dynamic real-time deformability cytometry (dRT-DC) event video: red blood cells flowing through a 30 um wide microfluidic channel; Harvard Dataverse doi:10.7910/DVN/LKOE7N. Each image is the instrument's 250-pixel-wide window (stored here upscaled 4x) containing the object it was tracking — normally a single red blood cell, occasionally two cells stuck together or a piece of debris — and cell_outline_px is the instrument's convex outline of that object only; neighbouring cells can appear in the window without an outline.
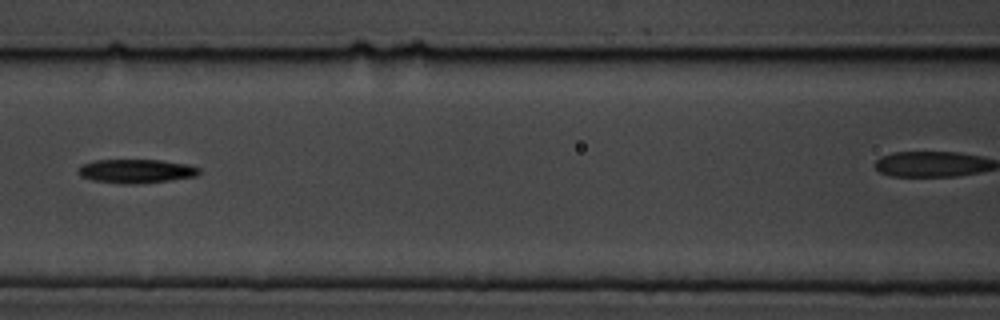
{"species": "common noctule bat (a hibernating species)", "species_latin": "Nyctalus noctula", "temperature_condition": "cold", "stored_images_in_passage": 7, "segment_of_instrument_passage": [1, 2], "camera_frame_rate_fps": 3000, "um_per_image_px": 0.085, "animal": {"sex": "male", "body_mass_g": 19.5, "forearm_length_mm": 54.6}, "frame": {"image": 1, "passage_image": 6, "time_ms": 6.0, "image_size_px": [1000, 320], "cell_outline_px": [[200, 172], [196, 176], [168, 180], [132, 184], [124, 184], [92, 180], [80, 176], [76, 172], [80, 164], [96, 160], [160, 160], [188, 164], [200, 168]], "centroid_in_image_um": [11.52, 14.54], "position_along_channel_um": 155.1, "area_um2": 16.82}}